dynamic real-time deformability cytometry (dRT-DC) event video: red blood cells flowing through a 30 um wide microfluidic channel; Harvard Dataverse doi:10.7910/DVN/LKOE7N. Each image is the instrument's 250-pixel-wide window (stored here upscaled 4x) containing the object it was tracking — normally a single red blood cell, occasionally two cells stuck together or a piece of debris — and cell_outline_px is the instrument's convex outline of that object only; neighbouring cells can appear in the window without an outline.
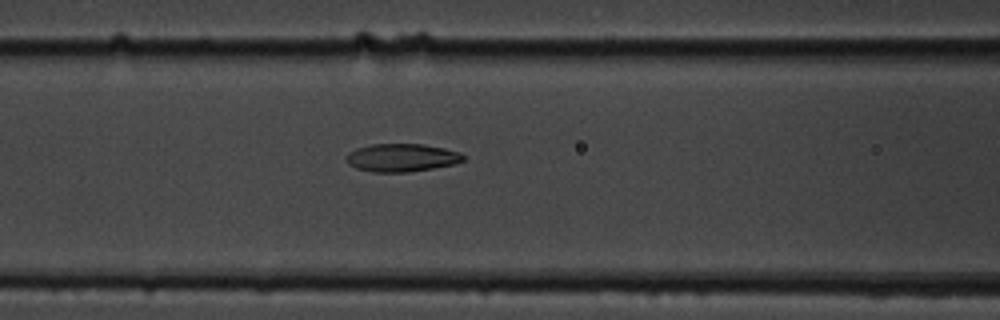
{"species": "common noctule bat (a hibernating species)", "species_latin": "Nyctalus noctula", "temperature_condition": "cold", "stored_images_in_passage": 8, "camera_frame_rate_fps": 3000, "um_per_image_px": 0.085, "animal": {"sex": "male", "body_mass_g": 19.5, "forearm_length_mm": 54.6}, "frame": {"image": 1, "passage_image": 8, "time_ms": 8.0, "image_size_px": [1000, 320], "cell_outline_px": [[464, 160], [452, 164], [432, 168], [408, 172], [372, 172], [356, 168], [348, 164], [344, 160], [348, 152], [356, 148], [372, 144], [424, 144], [444, 148], [460, 152], [464, 156]], "centroid_in_image_um": [34.09, 13.4], "position_along_channel_um": 132.5, "area_um2": 19.13}}